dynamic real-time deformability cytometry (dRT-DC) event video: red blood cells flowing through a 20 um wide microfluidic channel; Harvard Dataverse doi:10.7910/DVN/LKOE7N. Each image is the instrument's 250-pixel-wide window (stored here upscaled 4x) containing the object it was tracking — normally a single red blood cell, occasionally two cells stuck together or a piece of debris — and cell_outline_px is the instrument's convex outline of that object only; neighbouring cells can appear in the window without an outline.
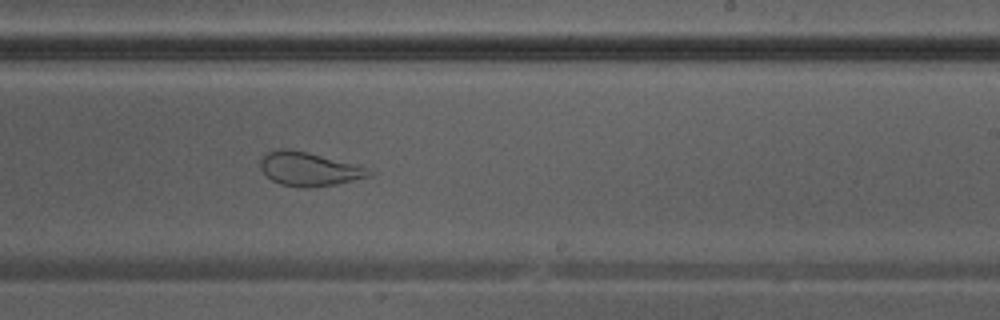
{"species": "Egyptian fruit bat (a non-hibernating species)", "species_latin": "Rousettus aegyptiacus", "temperature_condition": "warm", "stored_images_in_passage": 25, "camera_frame_rate_fps": 3000, "um_per_image_px": 0.085, "animal": {"sex": "male"}, "frame": {"image": 1, "passage_image": 15, "time_ms": 4.667, "image_size_px": [1000, 320], "cell_outline_px": [[372, 176], [336, 184], [308, 188], [280, 184], [272, 180], [260, 168], [260, 160], [268, 152], [280, 148], [288, 148], [308, 152], [360, 164], [372, 172]], "centroid_in_image_um": [26.3, 14.35], "position_along_channel_um": 262.7, "area_um2": 21.5}}